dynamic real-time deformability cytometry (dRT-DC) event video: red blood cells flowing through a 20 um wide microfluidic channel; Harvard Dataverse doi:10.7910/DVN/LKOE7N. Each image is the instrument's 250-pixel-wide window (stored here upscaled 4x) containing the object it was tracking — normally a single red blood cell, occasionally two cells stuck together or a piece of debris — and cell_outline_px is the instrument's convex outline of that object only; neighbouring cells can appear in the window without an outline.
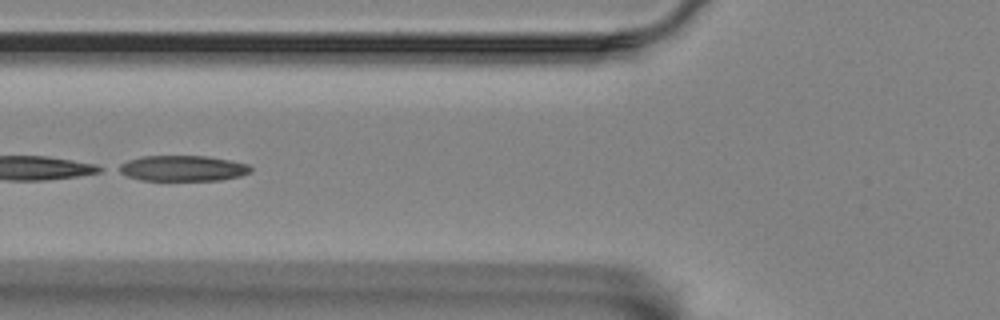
{"species": "Egyptian fruit bat (a non-hibernating species)", "species_latin": "Rousettus aegyptiacus", "temperature_condition": "room temperature", "stored_images_in_passage": 40, "segment_of_instrument_passage": [2, 2], "camera_frame_rate_fps": 3000, "um_per_image_px": 0.085, "animal": {"sex": "female"}, "frame": {"image": 1, "passage_image": 20, "time_ms": 6.333, "image_size_px": [1000, 320], "cell_outline_px": [[252, 172], [240, 176], [220, 180], [140, 180], [128, 176], [112, 168], [128, 160], [140, 156], [204, 156], [228, 160], [248, 164], [252, 168]], "centroid_in_image_um": [15.49, 14.3], "position_along_channel_um": 110.3, "area_um2": 19.77}}